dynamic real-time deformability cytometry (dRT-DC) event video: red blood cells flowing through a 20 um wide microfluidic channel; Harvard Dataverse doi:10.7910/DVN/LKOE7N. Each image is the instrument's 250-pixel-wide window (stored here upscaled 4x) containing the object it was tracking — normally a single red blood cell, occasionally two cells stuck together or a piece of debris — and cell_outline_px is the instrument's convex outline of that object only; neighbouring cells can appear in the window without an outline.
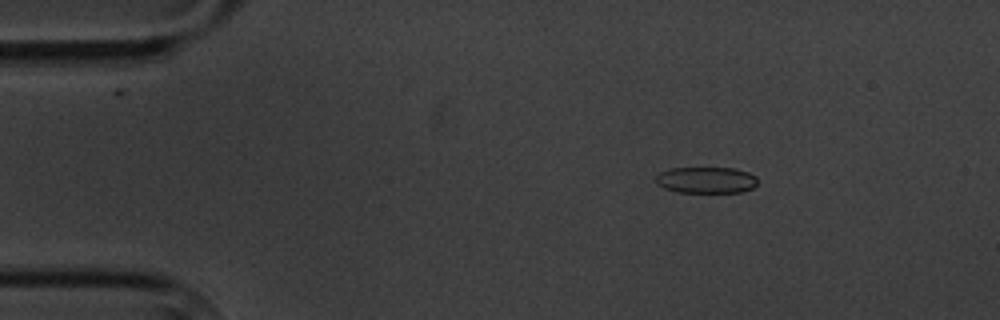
{"species": "common noctule bat (a hibernating species)", "species_latin": "Nyctalus noctula", "temperature_condition": "cold", "stored_images_in_passage": 4, "camera_frame_rate_fps": 3000, "um_per_image_px": 0.085, "animal": {"sex": "male", "body_mass_g": 20.1, "forearm_length_mm": 53.5}, "frame": {"image": 1, "passage_image": 1, "time_ms": 0.0, "image_size_px": [1000, 320], "cell_outline_px": [[756, 184], [752, 188], [740, 192], [676, 192], [664, 188], [656, 184], [656, 176], [660, 172], [672, 168], [736, 168], [748, 172], [756, 176]], "centroid_in_image_um": [60.01, 15.3], "position_along_channel_um": 25.0, "area_um2": 15.61}}
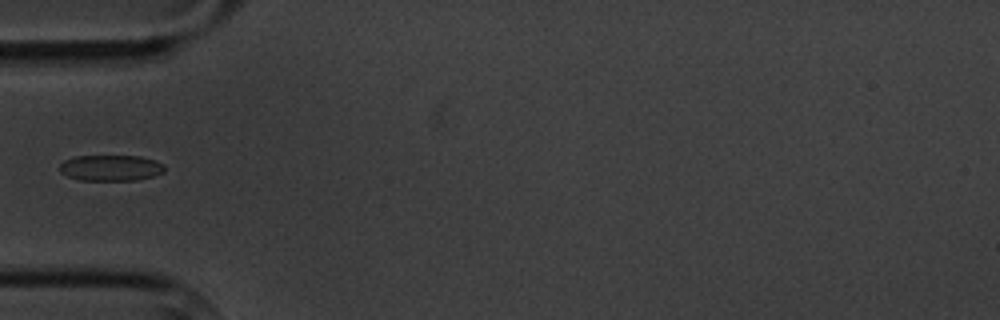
{"frame": {"image": 2, "passage_image": 4, "time_ms": 3.333, "image_size_px": [1000, 320], "cell_outline_px": [[164, 172], [152, 176], [136, 180], [80, 180], [68, 176], [60, 172], [56, 168], [64, 160], [76, 156], [140, 156], [156, 160], [164, 164]], "centroid_in_image_um": [9.39, 14.26], "position_along_channel_um": 75.6, "area_um2": 15.95}}